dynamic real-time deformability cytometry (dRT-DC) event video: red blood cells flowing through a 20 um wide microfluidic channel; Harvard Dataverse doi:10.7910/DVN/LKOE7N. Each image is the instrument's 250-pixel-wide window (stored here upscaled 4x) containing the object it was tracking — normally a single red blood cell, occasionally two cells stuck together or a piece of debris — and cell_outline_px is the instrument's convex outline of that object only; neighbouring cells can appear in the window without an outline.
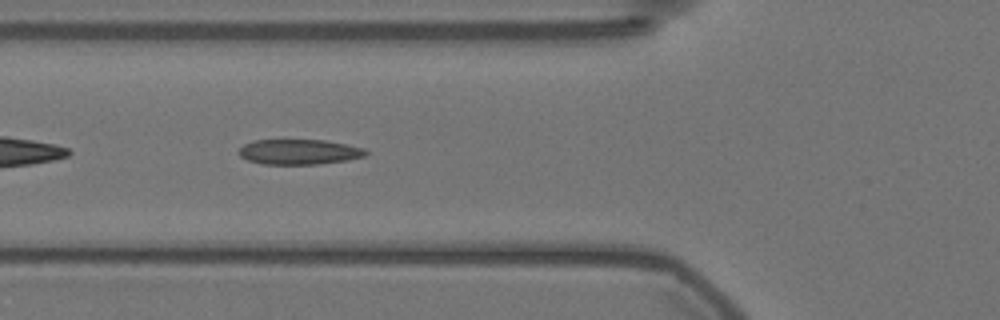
{"species": "Egyptian fruit bat (a non-hibernating species)", "species_latin": "Rousettus aegyptiacus", "temperature_condition": "warm", "stored_images_in_passage": 41, "camera_frame_rate_fps": 3000, "um_per_image_px": 0.085, "animal": {"sex": "female"}, "frame": {"image": 1, "passage_image": 5, "time_ms": 1.333, "image_size_px": [1000, 320], "cell_outline_px": [[368, 152], [364, 156], [348, 160], [316, 164], [260, 164], [248, 160], [240, 156], [236, 152], [244, 144], [252, 140], [324, 140], [364, 148]], "centroid_in_image_um": [25.37, 12.91], "position_along_channel_um": 100.4, "area_um2": 18.61}}
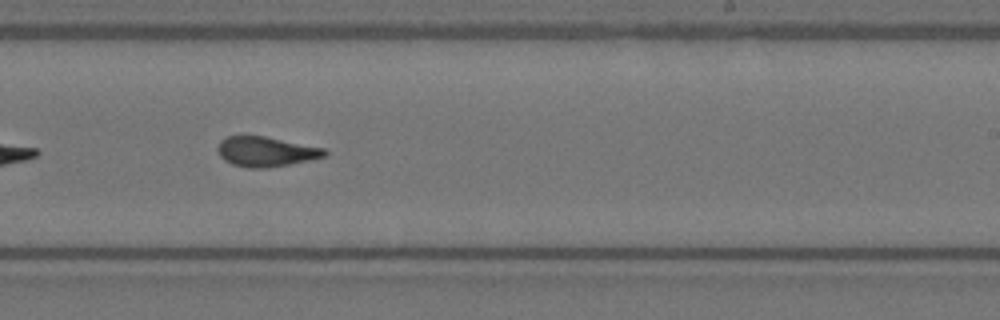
{"frame": {"image": 2, "passage_image": 19, "time_ms": 6.0, "image_size_px": [1000, 320], "cell_outline_px": [[328, 152], [324, 156], [308, 160], [268, 168], [248, 168], [232, 164], [224, 160], [220, 156], [216, 148], [220, 140], [228, 136], [264, 136], [324, 148]], "centroid_in_image_um": [22.55, 12.89], "position_along_channel_um": 266.4, "area_um2": 18.5}}
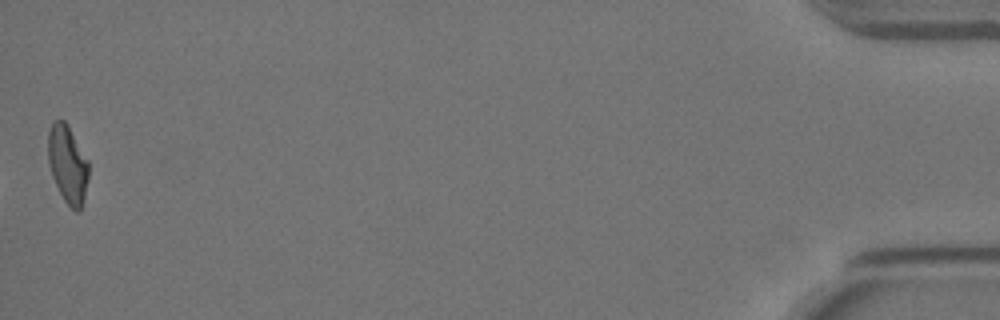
{"frame": {"image": 3, "passage_image": 41, "time_ms": 13.333, "image_size_px": [1000, 320], "cell_outline_px": [[88, 180], [80, 212], [76, 212], [64, 200], [52, 176], [48, 164], [48, 132], [52, 120], [64, 120], [68, 124], [88, 160]], "centroid_in_image_um": [5.74, 13.93], "position_along_channel_um": 429.5, "area_um2": 18.44}, "authors_computed_cell_mechanics": {"area_um2": 18.6116, "velocity_mm_per_s": 3.5547, "shape_relaxation_time_tau1_ms": null, "shape_relaxation_time_tau2_ms": 1.2414, "deformation_change_tau1": null, "deformation_change_tau2": 0.0998}}